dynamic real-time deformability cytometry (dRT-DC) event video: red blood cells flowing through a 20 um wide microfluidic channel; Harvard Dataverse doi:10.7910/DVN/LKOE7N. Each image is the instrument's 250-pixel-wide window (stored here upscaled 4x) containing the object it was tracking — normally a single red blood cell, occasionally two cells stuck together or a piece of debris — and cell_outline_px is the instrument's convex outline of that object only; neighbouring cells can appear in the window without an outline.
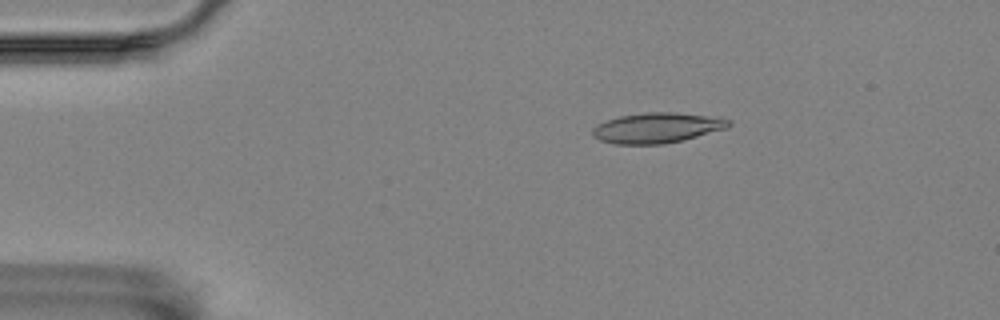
{"species": "Egyptian fruit bat (a non-hibernating species)", "species_latin": "Rousettus aegyptiacus", "temperature_condition": "room temperature", "stored_images_in_passage": 4, "camera_frame_rate_fps": 3000, "um_per_image_px": 0.085, "animal": {"sex": "female"}, "frame": {"image": 1, "passage_image": 1, "time_ms": 0.0, "image_size_px": [1000, 320], "cell_outline_px": [[732, 124], [728, 128], [664, 144], [616, 144], [600, 140], [592, 136], [592, 128], [608, 120], [620, 116], [644, 112], [672, 112], [720, 116], [732, 120]], "centroid_in_image_um": [55.91, 10.85], "position_along_channel_um": 29.1, "area_um2": 24.1}}
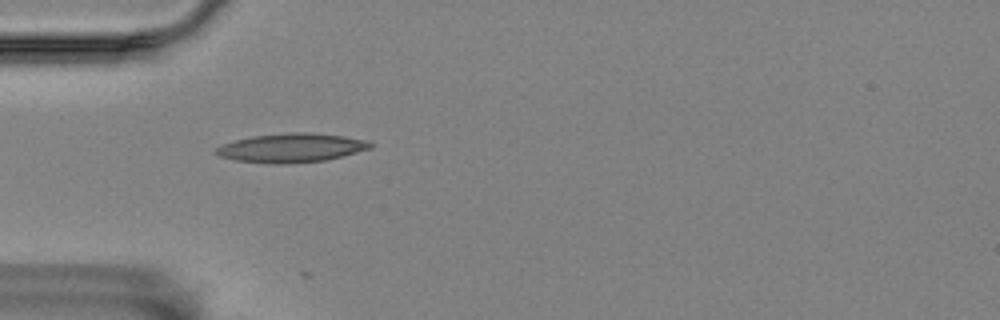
{"frame": {"image": 2, "passage_image": 3, "time_ms": 0.667, "image_size_px": [1000, 320], "cell_outline_px": [[372, 148], [344, 156], [324, 160], [288, 164], [268, 164], [232, 160], [220, 156], [212, 152], [216, 148], [224, 144], [236, 140], [252, 136], [292, 132], [312, 132], [344, 136], [372, 140]], "centroid_in_image_um": [24.8, 12.57], "position_along_channel_um": 60.2, "area_um2": 26.41}}
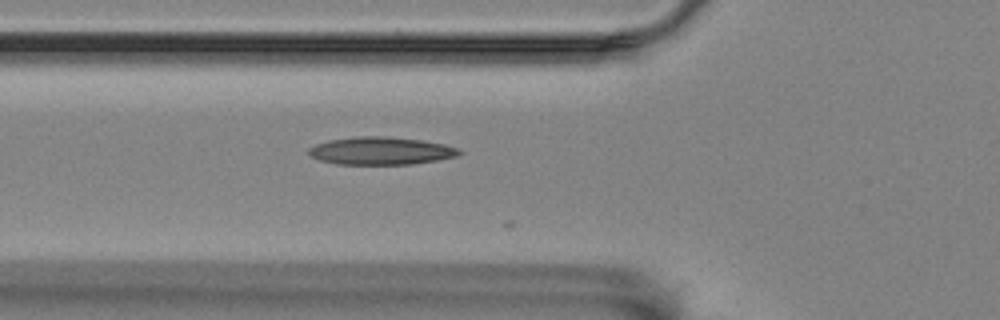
{"frame": {"image": 3, "passage_image": 4, "time_ms": 1.0, "image_size_px": [1000, 320], "cell_outline_px": [[464, 152], [456, 156], [436, 160], [412, 164], [336, 164], [320, 160], [312, 156], [308, 152], [308, 148], [316, 144], [328, 140], [356, 136], [388, 136], [424, 140], [444, 144], [456, 148]], "centroid_in_image_um": [32.37, 12.81], "position_along_channel_um": 93.4, "area_um2": 24.33}}